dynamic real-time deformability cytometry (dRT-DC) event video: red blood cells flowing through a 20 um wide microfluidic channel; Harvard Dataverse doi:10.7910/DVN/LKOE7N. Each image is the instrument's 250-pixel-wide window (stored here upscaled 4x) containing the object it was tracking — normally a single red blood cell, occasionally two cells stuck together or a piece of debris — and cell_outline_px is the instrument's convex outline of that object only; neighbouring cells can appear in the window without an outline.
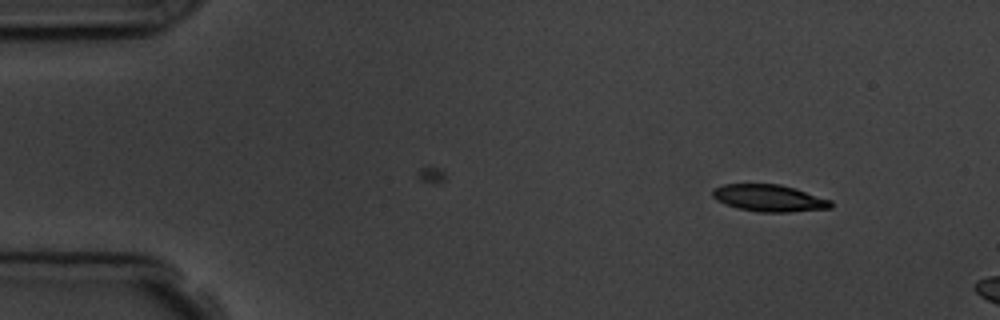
{"species": "common noctule bat (a hibernating species)", "species_latin": "Nyctalus noctula", "temperature_condition": "room temperature", "stored_images_in_passage": 3, "camera_frame_rate_fps": 3000, "um_per_image_px": 0.085, "animal": {"sex": "male", "body_mass_g": 19.5, "forearm_length_mm": 54.6}, "frame": {"image": 1, "passage_image": 1, "time_ms": 0.0, "image_size_px": [1000, 320], "cell_outline_px": [[832, 208], [792, 212], [760, 212], [736, 208], [724, 204], [716, 200], [712, 196], [712, 188], [724, 184], [780, 184], [796, 188], [832, 200]], "centroid_in_image_um": [65.37, 16.84], "position_along_channel_um": 19.6, "area_um2": 18.84}}